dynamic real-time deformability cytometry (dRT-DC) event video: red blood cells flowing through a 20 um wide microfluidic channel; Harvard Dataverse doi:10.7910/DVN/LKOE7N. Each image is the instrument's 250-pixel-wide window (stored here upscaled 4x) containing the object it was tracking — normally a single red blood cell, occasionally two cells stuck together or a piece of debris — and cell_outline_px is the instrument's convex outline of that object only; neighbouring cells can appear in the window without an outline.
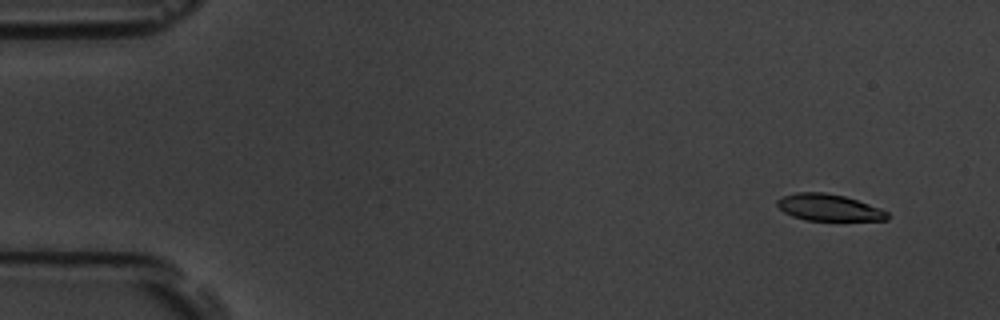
{"species": "common noctule bat (a hibernating species)", "species_latin": "Nyctalus noctula", "temperature_condition": "room temperature", "stored_images_in_passage": 7, "camera_frame_rate_fps": 3000, "um_per_image_px": 0.085, "animal": {"sex": "male", "body_mass_g": 19.5, "forearm_length_mm": 54.6}, "frame": {"image": 1, "passage_image": 2, "time_ms": 1.0, "image_size_px": [1000, 320], "cell_outline_px": [[888, 220], [804, 220], [792, 216], [784, 212], [776, 204], [776, 200], [780, 196], [796, 192], [824, 192], [844, 196], [880, 208], [888, 212]], "centroid_in_image_um": [70.4, 17.63], "position_along_channel_um": 14.6, "area_um2": 17.11}}
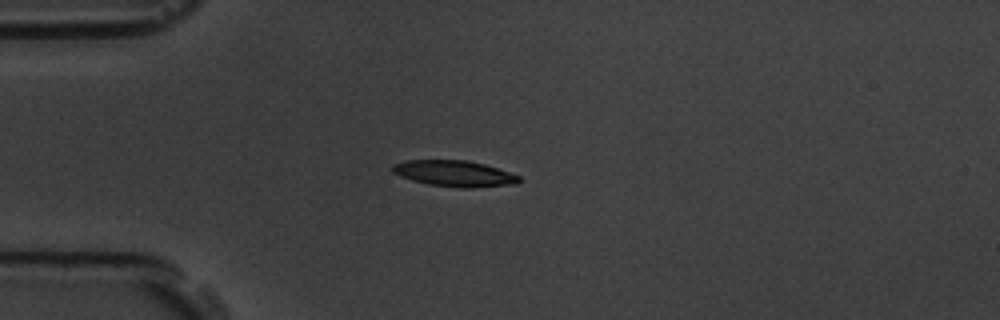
{"frame": {"image": 2, "passage_image": 5, "time_ms": 4.667, "image_size_px": [1000, 320], "cell_outline_px": [[520, 180], [516, 184], [472, 188], [460, 188], [428, 184], [412, 180], [400, 176], [392, 172], [392, 164], [408, 160], [468, 160], [484, 164], [520, 176]], "centroid_in_image_um": [38.61, 14.75], "position_along_channel_um": 46.4, "area_um2": 19.19}}
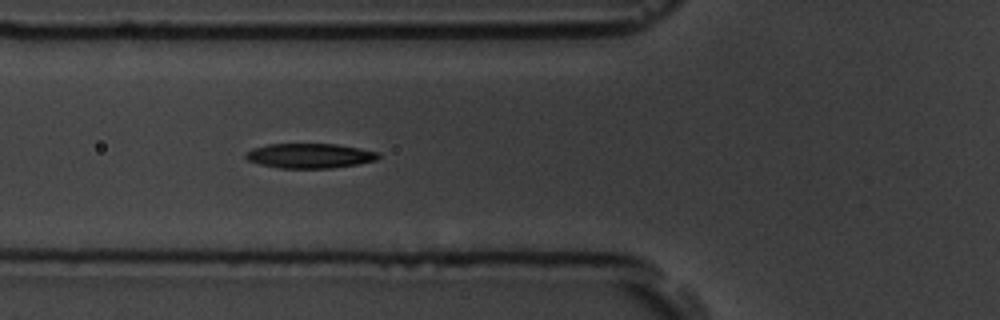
{"frame": {"image": 3, "passage_image": 7, "time_ms": 6.667, "image_size_px": [1000, 320], "cell_outline_px": [[380, 156], [376, 160], [356, 164], [328, 168], [280, 168], [260, 164], [248, 160], [244, 156], [244, 152], [252, 148], [268, 144], [336, 144], [360, 148], [380, 152]], "centroid_in_image_um": [26.31, 13.23], "position_along_channel_um": 99.5, "area_um2": 19.13}}